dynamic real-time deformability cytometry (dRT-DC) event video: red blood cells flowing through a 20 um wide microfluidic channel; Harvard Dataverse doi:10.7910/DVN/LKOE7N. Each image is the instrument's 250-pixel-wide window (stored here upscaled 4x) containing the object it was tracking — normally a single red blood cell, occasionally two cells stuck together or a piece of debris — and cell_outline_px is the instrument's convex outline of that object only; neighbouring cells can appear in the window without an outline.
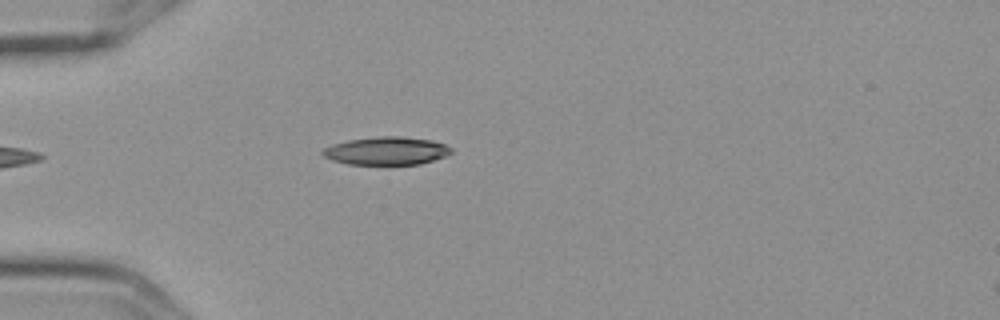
{"species": "Egyptian fruit bat (a non-hibernating species)", "species_latin": "Rousettus aegyptiacus", "temperature_condition": "cold", "stored_images_in_passage": 6, "camera_frame_rate_fps": 3000, "um_per_image_px": 0.085, "frame": {"image": 1, "passage_image": 2, "time_ms": 0.333, "image_size_px": [1000, 320], "cell_outline_px": [[452, 152], [444, 156], [420, 164], [348, 164], [332, 160], [324, 156], [320, 152], [324, 148], [332, 144], [348, 140], [380, 136], [400, 136], [432, 140], [444, 144], [452, 148]], "centroid_in_image_um": [32.83, 12.81], "position_along_channel_um": 52.2, "area_um2": 20.87}}
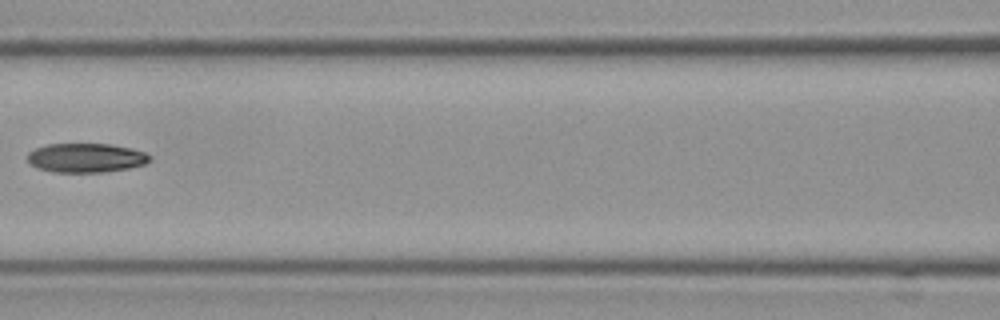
{"frame": {"image": 2, "passage_image": 5, "time_ms": 1.333, "image_size_px": [1000, 320], "cell_outline_px": [[148, 160], [144, 164], [128, 168], [104, 172], [56, 172], [36, 168], [28, 160], [28, 152], [36, 148], [48, 144], [112, 144], [144, 152], [148, 156]], "centroid_in_image_um": [7.26, 13.41], "position_along_channel_um": 159.3, "area_um2": 20.46}}
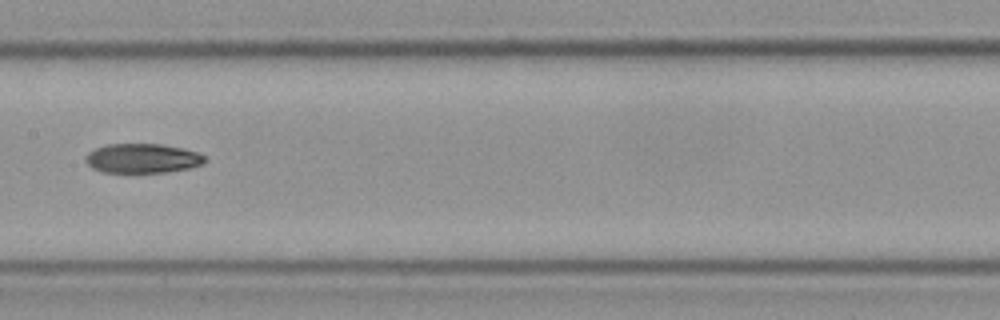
{"frame": {"image": 3, "passage_image": 6, "time_ms": 1.667, "image_size_px": [1000, 320], "cell_outline_px": [[204, 164], [188, 168], [168, 172], [104, 172], [92, 168], [88, 164], [88, 152], [96, 148], [108, 144], [160, 144], [184, 148], [200, 152], [204, 156]], "centroid_in_image_um": [12.16, 13.45], "position_along_channel_um": 195.2, "area_um2": 20.29}}